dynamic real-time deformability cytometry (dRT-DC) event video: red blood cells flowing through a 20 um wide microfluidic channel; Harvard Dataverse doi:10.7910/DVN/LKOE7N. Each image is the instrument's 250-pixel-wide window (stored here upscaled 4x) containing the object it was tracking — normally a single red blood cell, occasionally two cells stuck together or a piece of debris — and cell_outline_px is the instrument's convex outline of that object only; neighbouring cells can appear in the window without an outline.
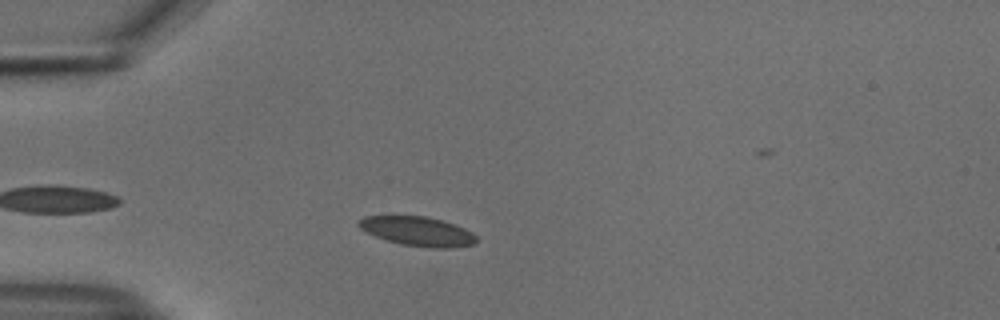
{"species": "common noctule bat (a hibernating species)", "species_latin": "Nyctalus noctula", "temperature_condition": "cold", "stored_images_in_passage": 20, "camera_frame_rate_fps": 3000, "um_per_image_px": 0.085, "animal": {"sex": "male", "body_mass_g": 18.8}, "frame": {"image": 1, "passage_image": 6, "time_ms": 1.667, "image_size_px": [1000, 320], "cell_outline_px": [[476, 244], [452, 248], [432, 248], [400, 244], [376, 236], [360, 228], [356, 224], [364, 216], [424, 216], [444, 220], [464, 228], [472, 232], [476, 236]], "centroid_in_image_um": [35.54, 19.66], "position_along_channel_um": 49.5, "area_um2": 20.06}}
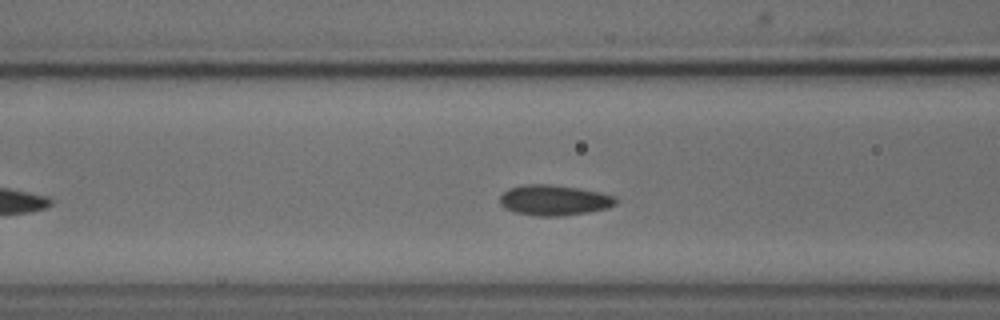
{"frame": {"image": 2, "passage_image": 13, "time_ms": 4.0, "image_size_px": [1000, 320], "cell_outline_px": [[616, 204], [608, 208], [588, 212], [560, 216], [536, 216], [516, 212], [504, 208], [500, 204], [500, 196], [508, 188], [524, 184], [548, 184], [576, 188], [600, 192], [616, 196]], "centroid_in_image_um": [47.09, 17.01], "position_along_channel_um": 119.5, "area_um2": 20.58}}
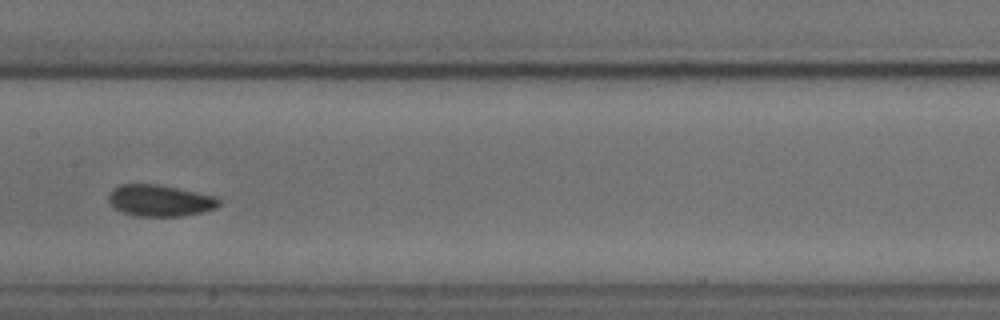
{"frame": {"image": 3, "passage_image": 19, "time_ms": 6.0, "image_size_px": [1000, 320], "cell_outline_px": [[224, 200], [216, 208], [184, 216], [136, 216], [124, 212], [116, 208], [108, 200], [108, 196], [120, 184], [156, 184], [216, 196]], "centroid_in_image_um": [13.65, 17.05], "position_along_channel_um": 193.7, "area_um2": 20.06}}